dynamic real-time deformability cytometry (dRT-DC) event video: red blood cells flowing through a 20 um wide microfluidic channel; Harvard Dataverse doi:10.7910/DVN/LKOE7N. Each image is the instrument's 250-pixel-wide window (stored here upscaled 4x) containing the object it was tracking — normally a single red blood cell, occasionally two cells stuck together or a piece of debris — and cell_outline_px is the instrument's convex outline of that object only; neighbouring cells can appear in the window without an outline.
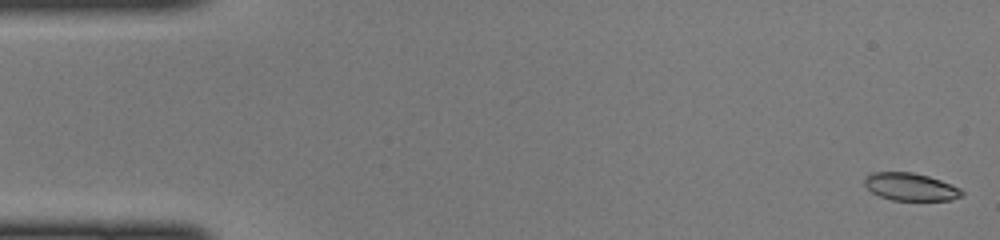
{"species": "common noctule bat (a hibernating species)", "species_latin": "Nyctalus noctula", "temperature_condition": "cold", "stored_images_in_passage": 47, "camera_frame_rate_fps": 3000, "um_per_image_px": 0.085, "animal": {"sex": "female", "body_mass_g": 22.0, "forearm_length_mm": 56.7}, "frame": {"image": 1, "passage_image": 1, "time_ms": 0.0, "image_size_px": [1000, 240], "cell_outline_px": [[964, 196], [952, 200], [892, 200], [880, 196], [872, 192], [864, 184], [864, 176], [872, 172], [912, 172], [928, 176], [952, 184], [960, 188], [964, 192]], "centroid_in_image_um": [77.41, 15.88], "position_along_channel_um": 7.6, "area_um2": 15.78}}
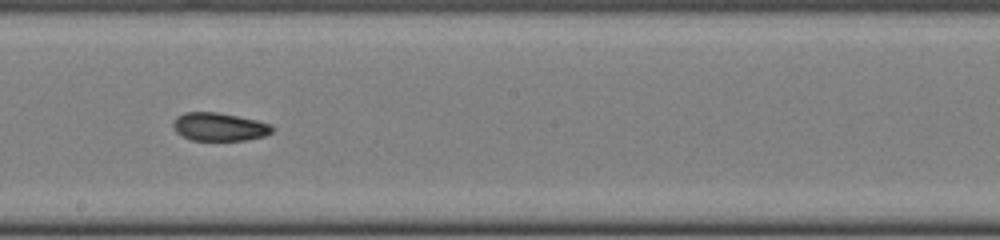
{"frame": {"image": 2, "passage_image": 26, "time_ms": 8.333, "image_size_px": [1000, 240], "cell_outline_px": [[276, 128], [272, 132], [264, 136], [244, 140], [192, 140], [180, 136], [172, 128], [172, 124], [176, 116], [184, 112], [216, 112], [256, 120], [272, 124]], "centroid_in_image_um": [18.62, 10.78], "position_along_channel_um": 229.6, "area_um2": 16.42}}
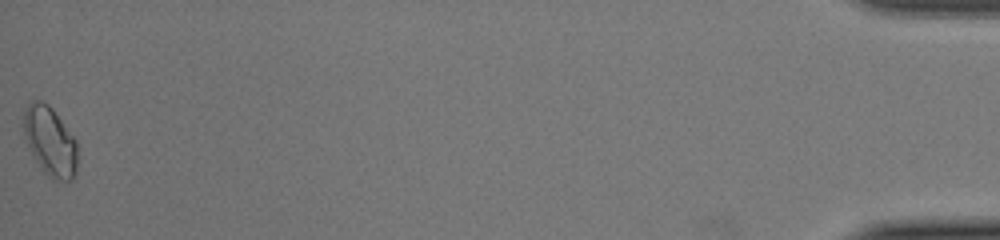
{"frame": {"image": 3, "passage_image": 47, "time_ms": 15.333, "image_size_px": [1000, 240], "cell_outline_px": [[76, 172], [72, 180], [52, 180], [44, 172], [36, 160], [24, 136], [24, 108], [32, 100], [40, 100], [48, 104], [52, 108], [76, 140]], "centroid_in_image_um": [4.25, 12.0], "position_along_channel_um": 430.9, "area_um2": 21.44}}